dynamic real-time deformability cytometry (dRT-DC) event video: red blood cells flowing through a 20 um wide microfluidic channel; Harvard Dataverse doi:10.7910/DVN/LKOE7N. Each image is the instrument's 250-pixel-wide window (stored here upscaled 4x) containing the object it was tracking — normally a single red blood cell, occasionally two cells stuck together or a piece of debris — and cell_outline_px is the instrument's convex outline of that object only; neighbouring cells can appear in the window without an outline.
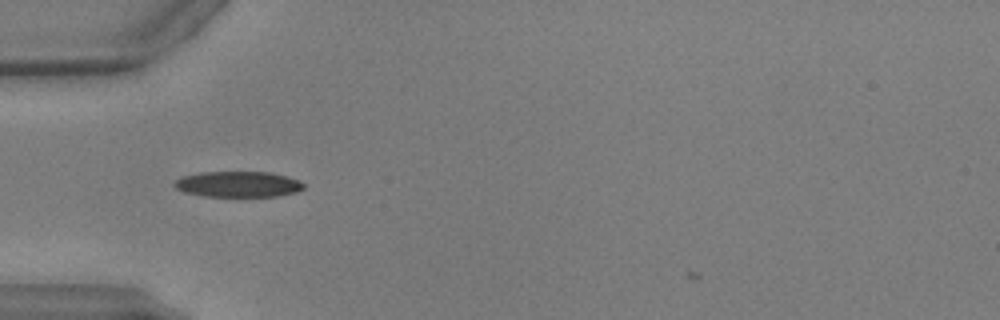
{"species": "common noctule bat (a hibernating species)", "species_latin": "Nyctalus noctula", "temperature_condition": "warm", "stored_images_in_passage": 33, "camera_frame_rate_fps": 3000, "um_per_image_px": 0.085, "animal": {"sex": "male", "body_mass_g": 17.9, "forearm_length_mm": 54.2}, "frame": {"image": 1, "passage_image": 1, "time_ms": 0.0, "image_size_px": [1000, 320], "cell_outline_px": [[304, 188], [296, 192], [280, 196], [204, 196], [184, 192], [176, 188], [172, 184], [176, 180], [184, 176], [200, 172], [268, 172], [288, 176], [300, 180], [304, 184]], "centroid_in_image_um": [20.27, 15.66], "position_along_channel_um": 64.7, "area_um2": 19.42}}
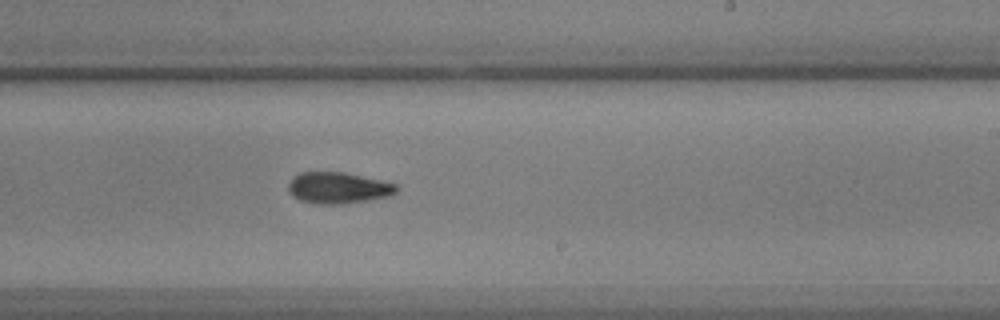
{"frame": {"image": 2, "passage_image": 16, "time_ms": 5.0, "image_size_px": [1000, 320], "cell_outline_px": [[400, 188], [392, 196], [336, 204], [320, 204], [300, 200], [292, 196], [288, 192], [288, 184], [292, 176], [300, 172], [344, 172], [380, 180], [396, 184]], "centroid_in_image_um": [28.72, 15.96], "position_along_channel_um": 260.3, "area_um2": 19.71}}
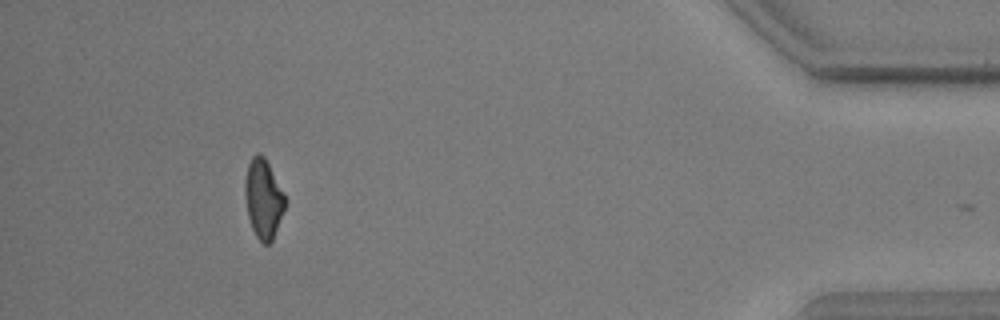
{"frame": {"image": 3, "passage_image": 32, "time_ms": 10.333, "image_size_px": [1000, 320], "cell_outline_px": [[288, 200], [272, 240], [268, 244], [264, 244], [256, 236], [252, 228], [248, 216], [244, 196], [244, 180], [248, 164], [252, 156], [256, 152], [260, 152], [264, 156], [284, 192]], "centroid_in_image_um": [22.38, 16.85], "position_along_channel_um": 412.8, "area_um2": 18.73}, "authors_computed_cell_mechanics": {"area_um2": 19.363, "velocity_mm_per_s": 3.9267, "shape_relaxation_time_tau1_ms": 4.5407, "shape_relaxation_time_tau2_ms": 3.8418, "deformation_change_tau1": 0.1665, "deformation_change_tau2": 0.1139}}